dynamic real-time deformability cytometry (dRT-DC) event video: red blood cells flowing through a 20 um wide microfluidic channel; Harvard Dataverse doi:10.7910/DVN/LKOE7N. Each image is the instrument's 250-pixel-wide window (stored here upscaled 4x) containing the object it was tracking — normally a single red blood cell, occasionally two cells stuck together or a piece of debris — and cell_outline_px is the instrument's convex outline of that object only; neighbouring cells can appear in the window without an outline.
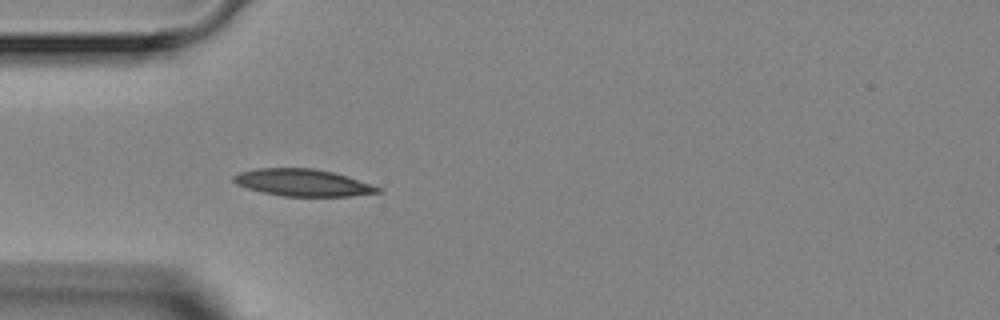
{"species": "Egyptian fruit bat (a non-hibernating species)", "species_latin": "Rousettus aegyptiacus", "temperature_condition": "room temperature", "stored_images_in_passage": 3, "camera_frame_rate_fps": 3000, "um_per_image_px": 0.085, "animal": {"sex": "female"}, "frame": {"image": 1, "passage_image": 3, "time_ms": 2.333, "image_size_px": [1000, 320], "cell_outline_px": [[380, 192], [348, 196], [280, 196], [248, 188], [236, 184], [232, 180], [232, 176], [240, 172], [260, 168], [312, 168], [332, 172], [372, 184], [380, 188]], "centroid_in_image_um": [25.7, 15.52], "position_along_channel_um": 59.3, "area_um2": 22.43}}